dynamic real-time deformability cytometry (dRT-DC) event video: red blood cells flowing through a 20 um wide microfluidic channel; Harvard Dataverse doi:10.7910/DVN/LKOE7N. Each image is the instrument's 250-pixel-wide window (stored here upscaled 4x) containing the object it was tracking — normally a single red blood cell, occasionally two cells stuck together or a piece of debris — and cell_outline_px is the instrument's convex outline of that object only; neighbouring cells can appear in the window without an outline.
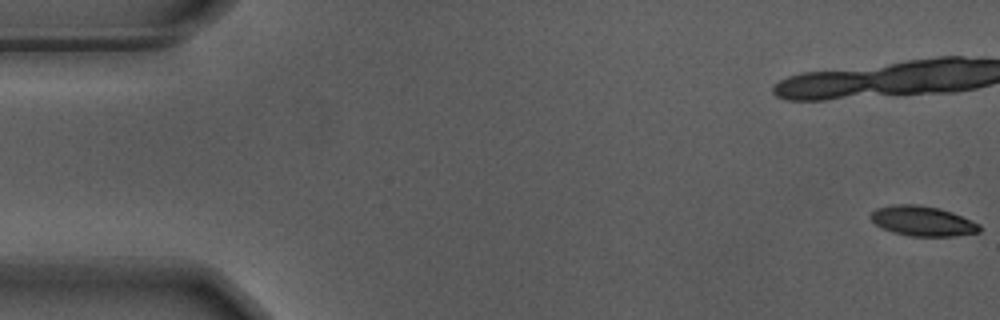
{"species": "Egyptian fruit bat (a non-hibernating species)", "species_latin": "Rousettus aegyptiacus", "temperature_condition": "warm", "stored_images_in_passage": 20, "camera_frame_rate_fps": 3000, "um_per_image_px": 0.085, "animal": {"sex": "male"}, "frame": {"image": 1, "passage_image": 1, "time_ms": 0.0, "image_size_px": [1000, 320], "cell_outline_px": [[980, 232], [952, 236], [908, 236], [892, 232], [876, 224], [872, 220], [872, 212], [876, 208], [892, 204], [920, 204], [940, 208], [952, 212], [972, 220], [980, 224]], "centroid_in_image_um": [78.44, 18.78], "position_along_channel_um": 6.6, "area_um2": 19.02}}